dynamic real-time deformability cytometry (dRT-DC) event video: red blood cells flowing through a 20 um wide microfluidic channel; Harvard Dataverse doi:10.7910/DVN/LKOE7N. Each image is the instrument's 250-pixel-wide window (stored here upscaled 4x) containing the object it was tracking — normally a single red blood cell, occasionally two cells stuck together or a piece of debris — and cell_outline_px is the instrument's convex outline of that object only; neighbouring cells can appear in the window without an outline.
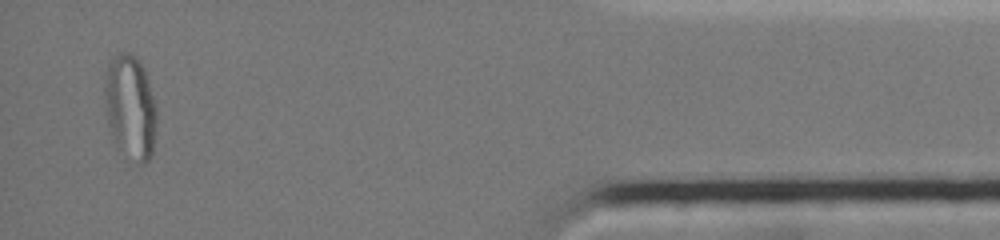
{"species": "common noctule bat (a hibernating species)", "species_latin": "Nyctalus noctula", "temperature_condition": "cold", "stored_images_in_passage": 26, "segment_of_instrument_passage": [2, 2], "camera_frame_rate_fps": 3000, "um_per_image_px": 0.085, "animal": {"sex": "female", "body_mass_g": 19.0, "forearm_length_mm": 51.5}, "frame": {"image": 1, "passage_image": 26, "time_ms": 14.667, "image_size_px": [1000, 240], "cell_outline_px": [[156, 124], [152, 156], [144, 164], [140, 164], [116, 144], [108, 124], [104, 100], [104, 72], [112, 56], [120, 52], [128, 52], [140, 60], [144, 68], [148, 80], [156, 108]], "centroid_in_image_um": [11.06, 9.03], "position_along_channel_um": 424.1, "area_um2": 31.62}}